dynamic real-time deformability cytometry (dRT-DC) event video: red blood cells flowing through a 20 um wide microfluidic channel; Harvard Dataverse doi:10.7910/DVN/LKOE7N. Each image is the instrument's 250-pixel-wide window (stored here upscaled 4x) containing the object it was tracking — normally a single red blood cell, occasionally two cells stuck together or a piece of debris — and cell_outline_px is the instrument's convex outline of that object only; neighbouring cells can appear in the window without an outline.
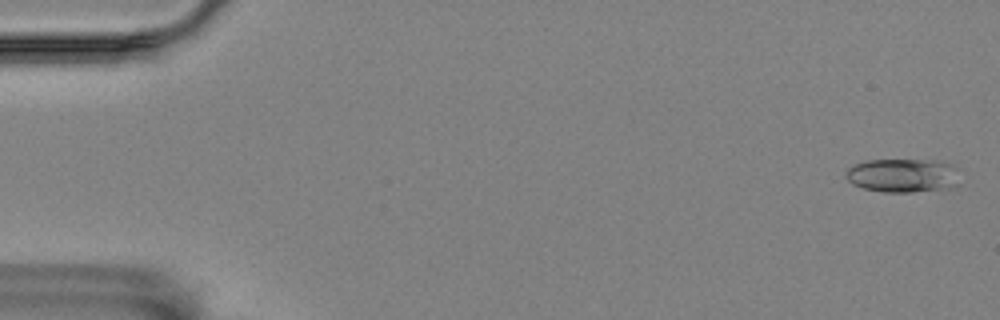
{"species": "Egyptian fruit bat (a non-hibernating species)", "species_latin": "Rousettus aegyptiacus", "temperature_condition": "room temperature", "stored_images_in_passage": 52, "camera_frame_rate_fps": 3000, "um_per_image_px": 0.085, "animal": {"sex": "female"}, "frame": {"image": 1, "passage_image": 2, "time_ms": 0.333, "image_size_px": [1000, 320], "cell_outline_px": [[960, 184], [948, 188], [912, 192], [884, 192], [864, 188], [852, 184], [844, 176], [848, 168], [852, 164], [864, 160], [940, 160], [952, 164], [956, 168]], "centroid_in_image_um": [76.74, 14.9], "position_along_channel_um": 8.3, "area_um2": 22.77}}